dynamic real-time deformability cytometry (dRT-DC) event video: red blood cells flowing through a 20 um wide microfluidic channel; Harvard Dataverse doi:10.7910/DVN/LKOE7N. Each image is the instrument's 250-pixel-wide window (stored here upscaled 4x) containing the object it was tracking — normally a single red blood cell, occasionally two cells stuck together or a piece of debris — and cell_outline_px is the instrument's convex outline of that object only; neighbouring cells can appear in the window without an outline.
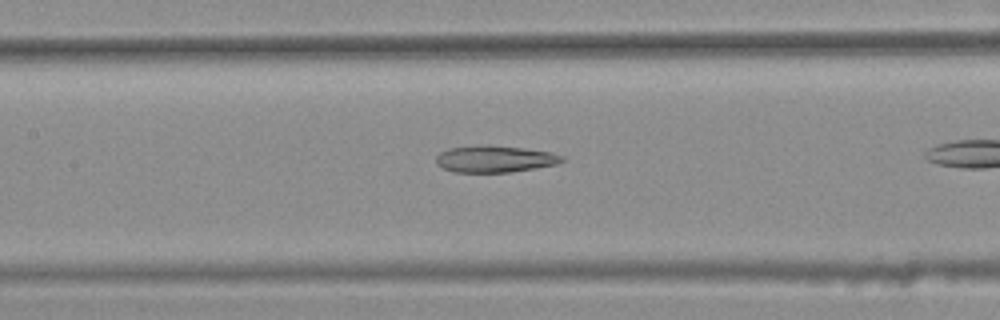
{"species": "common noctule bat (a hibernating species)", "species_latin": "Nyctalus noctula", "temperature_condition": "warm", "stored_images_in_passage": 31, "camera_frame_rate_fps": 3000, "um_per_image_px": 0.085, "animal": {"sex": "female", "body_mass_g": 25.1}, "frame": {"image": 1, "passage_image": 14, "time_ms": 4.333, "image_size_px": [1000, 320], "cell_outline_px": [[564, 160], [560, 164], [508, 172], [452, 172], [436, 164], [436, 156], [440, 152], [448, 148], [484, 144], [524, 148], [552, 152], [564, 156]], "centroid_in_image_um": [42.07, 13.5], "position_along_channel_um": 165.3, "area_um2": 19.83}}
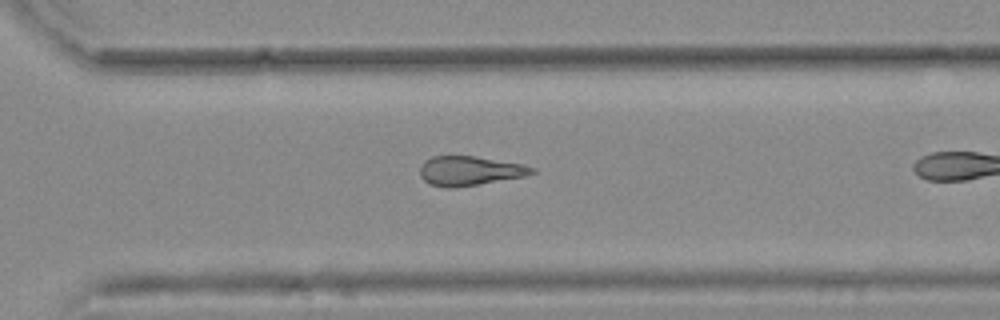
{"frame": {"image": 2, "passage_image": 27, "time_ms": 8.667, "image_size_px": [1000, 320], "cell_outline_px": [[536, 172], [524, 176], [456, 188], [444, 188], [428, 184], [420, 176], [420, 164], [424, 160], [432, 156], [472, 156], [524, 164], [536, 168]], "centroid_in_image_um": [39.88, 14.52], "position_along_channel_um": 330.7, "area_um2": 19.31}}